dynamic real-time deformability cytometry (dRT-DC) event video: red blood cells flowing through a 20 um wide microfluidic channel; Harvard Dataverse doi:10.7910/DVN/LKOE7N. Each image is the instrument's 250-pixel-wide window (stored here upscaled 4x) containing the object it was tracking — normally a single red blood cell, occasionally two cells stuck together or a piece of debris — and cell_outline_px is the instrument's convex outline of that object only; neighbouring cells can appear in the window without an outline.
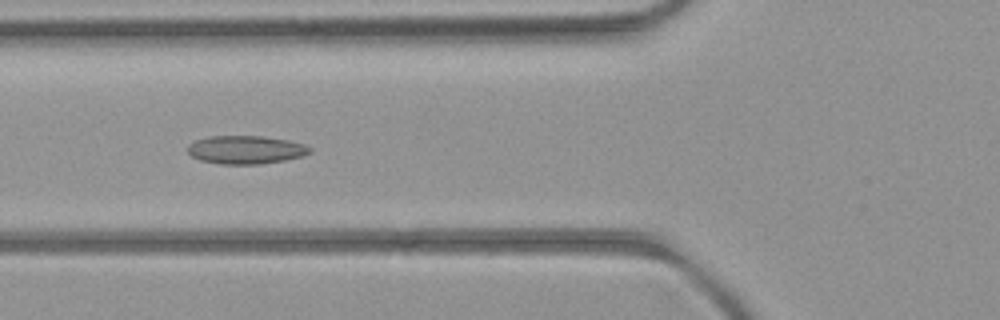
{"species": "common noctule bat (a hibernating species)", "species_latin": "Nyctalus noctula", "temperature_condition": "room temperature", "stored_images_in_passage": 10, "camera_frame_rate_fps": 3000, "um_per_image_px": 0.085, "animal": {"sex": "female", "body_mass_g": 21.9}, "frame": {"image": 1, "passage_image": 6, "time_ms": 1.667, "image_size_px": [1000, 320], "cell_outline_px": [[312, 152], [300, 156], [284, 160], [260, 164], [220, 164], [200, 160], [192, 156], [188, 152], [188, 144], [196, 140], [208, 136], [260, 136], [288, 140], [304, 144], [312, 148]], "centroid_in_image_um": [20.88, 12.73], "position_along_channel_um": 104.9, "area_um2": 20.06}}